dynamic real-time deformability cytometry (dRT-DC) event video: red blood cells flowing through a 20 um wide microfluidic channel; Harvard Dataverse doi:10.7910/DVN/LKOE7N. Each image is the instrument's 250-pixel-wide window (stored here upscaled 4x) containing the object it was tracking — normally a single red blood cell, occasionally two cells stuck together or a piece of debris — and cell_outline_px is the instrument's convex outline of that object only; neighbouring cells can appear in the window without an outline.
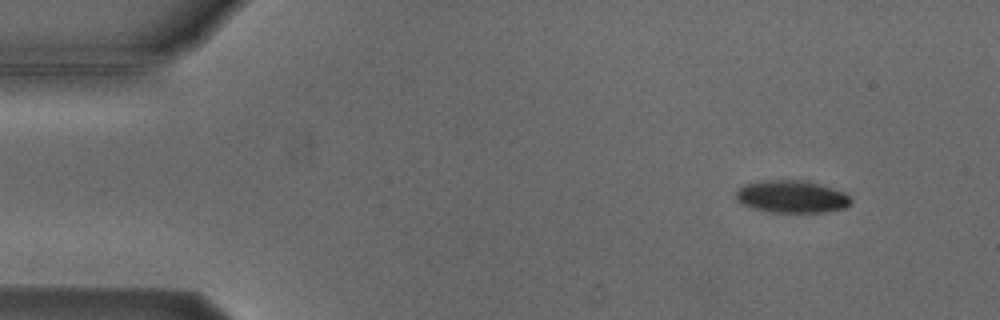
{"species": "Egyptian fruit bat (a non-hibernating species)", "species_latin": "Rousettus aegyptiacus", "temperature_condition": "cold", "stored_images_in_passage": 3, "camera_frame_rate_fps": 3000, "um_per_image_px": 0.085, "animal": {"sex": "male"}, "frame": {"image": 1, "passage_image": 1, "time_ms": 0.0, "image_size_px": [1000, 320], "cell_outline_px": [[852, 204], [844, 208], [828, 212], [772, 212], [752, 208], [740, 204], [736, 200], [736, 192], [740, 188], [748, 184], [764, 180], [800, 180], [832, 188], [844, 192], [852, 200]], "centroid_in_image_um": [67.3, 16.73], "position_along_channel_um": 17.7, "area_um2": 21.56}}
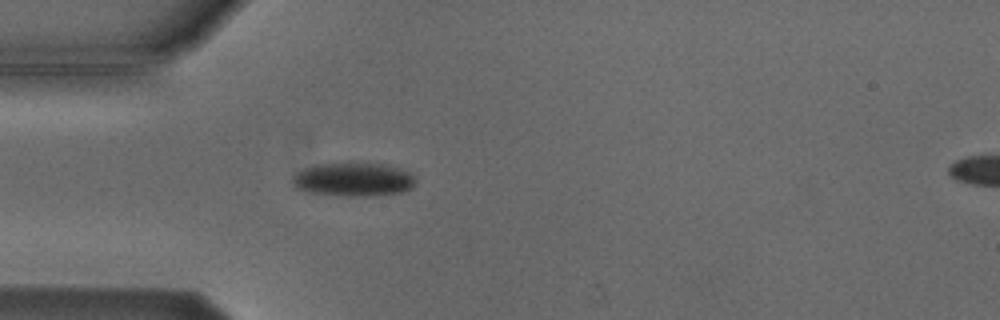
{"frame": {"image": 2, "passage_image": 3, "time_ms": 3.333, "image_size_px": [1000, 320], "cell_outline_px": [[416, 180], [412, 188], [404, 192], [372, 196], [348, 196], [308, 192], [296, 188], [292, 184], [292, 176], [296, 172], [304, 168], [316, 164], [352, 160], [388, 164], [400, 168], [416, 176]], "centroid_in_image_um": [30.05, 15.21], "position_along_channel_um": 54.9, "area_um2": 25.26}}